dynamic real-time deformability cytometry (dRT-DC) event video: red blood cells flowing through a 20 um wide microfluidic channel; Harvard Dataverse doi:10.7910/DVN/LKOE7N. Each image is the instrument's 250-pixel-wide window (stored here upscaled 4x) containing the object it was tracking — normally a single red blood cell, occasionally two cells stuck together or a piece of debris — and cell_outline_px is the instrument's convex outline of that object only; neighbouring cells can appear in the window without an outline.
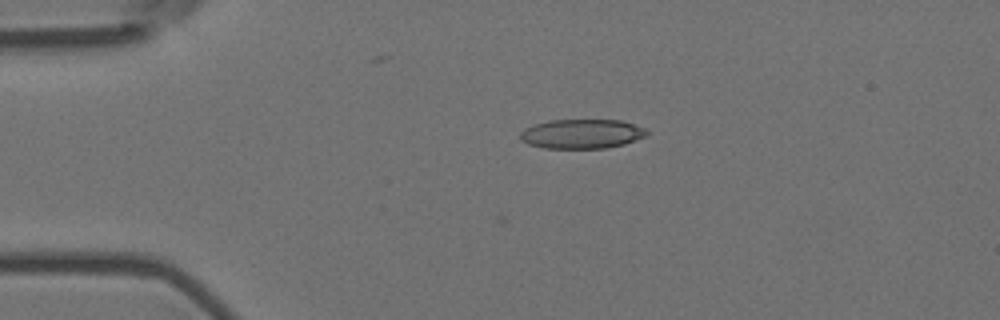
{"species": "Egyptian fruit bat (a non-hibernating species)", "species_latin": "Rousettus aegyptiacus", "temperature_condition": "room temperature", "stored_images_in_passage": 7, "camera_frame_rate_fps": 3000, "um_per_image_px": 0.085, "animal": {"sex": "female"}, "frame": {"image": 1, "passage_image": 7, "time_ms": 2.0, "image_size_px": [1000, 320], "cell_outline_px": [[648, 132], [644, 136], [624, 144], [604, 148], [544, 148], [528, 144], [520, 140], [520, 132], [524, 128], [548, 120], [620, 120], [644, 128]], "centroid_in_image_um": [49.4, 11.38], "position_along_channel_um": 35.6, "area_um2": 21.5}}